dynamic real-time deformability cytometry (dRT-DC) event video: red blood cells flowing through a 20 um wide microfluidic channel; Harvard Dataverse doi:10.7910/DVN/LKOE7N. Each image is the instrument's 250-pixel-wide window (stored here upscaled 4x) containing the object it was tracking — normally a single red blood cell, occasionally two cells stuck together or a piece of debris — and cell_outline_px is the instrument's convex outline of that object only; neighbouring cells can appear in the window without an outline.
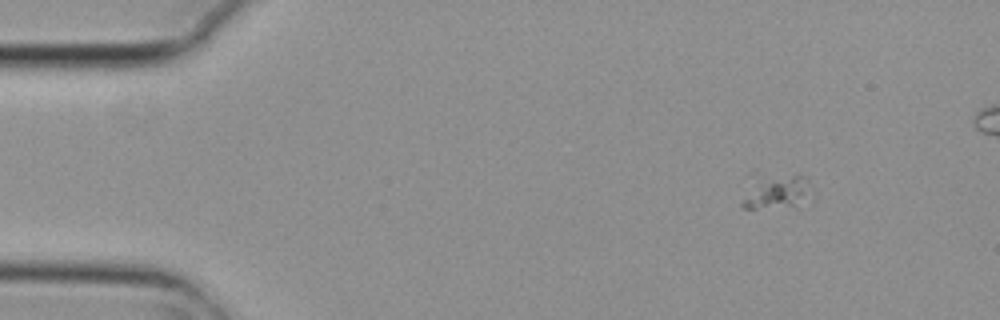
{"species": "common noctule bat (a hibernating species)", "species_latin": "Nyctalus noctula", "temperature_condition": "cold", "stored_images_in_passage": 12, "camera_frame_rate_fps": 3000, "um_per_image_px": 0.085, "animal": {"sex": "female", "body_mass_g": 29.2, "forearm_length_mm": 56.3}, "frame": {"image": 1, "passage_image": 1, "time_ms": 0.0, "image_size_px": [1000, 320], "cell_outline_px": [[816, 192], [812, 200], [792, 204], [756, 208], [744, 208], [740, 204], [760, 180], [792, 176], [804, 176], [808, 180]], "centroid_in_image_um": [66.26, 16.36], "position_along_channel_um": 18.7, "area_um2": 12.37}}
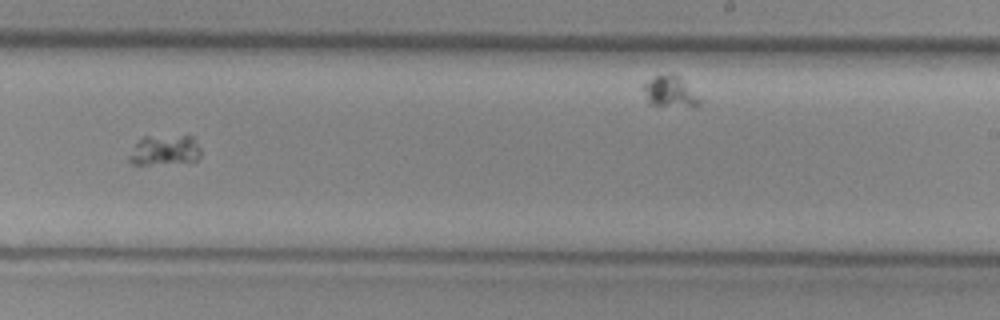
{"frame": {"image": 2, "passage_image": 9, "time_ms": 2.667, "image_size_px": [1000, 320], "cell_outline_px": [[200, 156], [196, 160], [148, 164], [132, 164], [128, 160], [128, 156], [136, 144], [144, 136], [192, 136], [200, 148]], "centroid_in_image_um": [13.98, 12.75], "position_along_channel_um": 275.0, "area_um2": 12.25}}
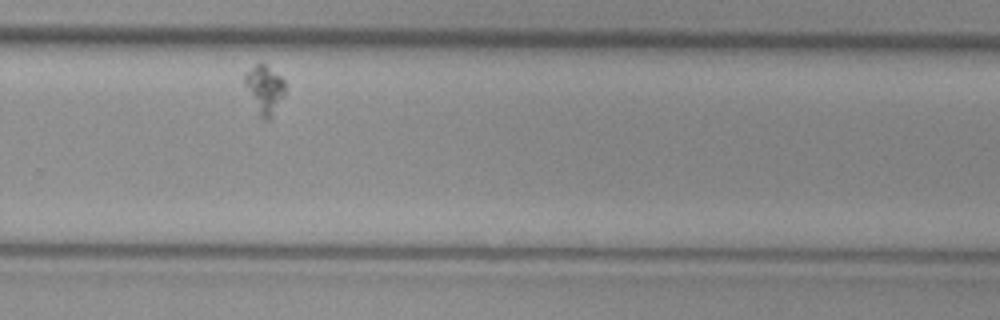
{"frame": {"image": 3, "passage_image": 10, "time_ms": 3.0, "image_size_px": [1000, 320], "cell_outline_px": [[284, 96], [272, 116], [268, 120], [264, 120], [260, 116], [244, 84], [244, 72], [256, 64], [264, 64], [280, 76], [284, 80]], "centroid_in_image_um": [22.47, 7.59], "position_along_channel_um": 307.3, "area_um2": 11.1}}